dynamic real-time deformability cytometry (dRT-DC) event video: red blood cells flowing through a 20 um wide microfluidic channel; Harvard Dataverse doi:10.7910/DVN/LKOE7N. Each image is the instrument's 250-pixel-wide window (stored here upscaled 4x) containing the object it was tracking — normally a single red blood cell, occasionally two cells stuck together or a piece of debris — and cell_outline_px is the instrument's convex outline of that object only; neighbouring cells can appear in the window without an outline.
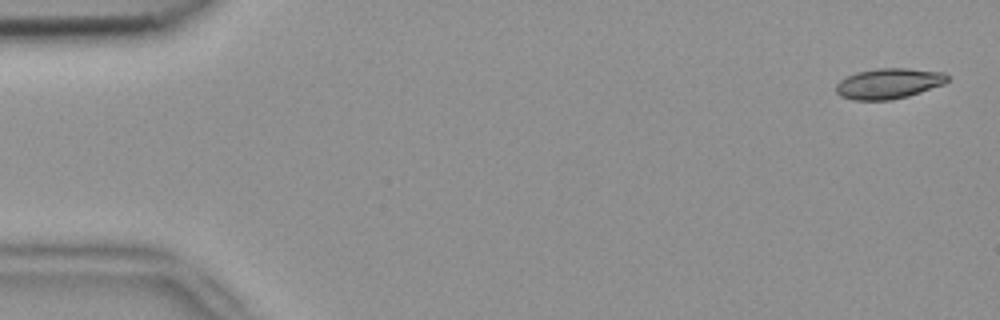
{"species": "common noctule bat (a hibernating species)", "species_latin": "Nyctalus noctula", "temperature_condition": "room temperature", "stored_images_in_passage": 6, "camera_frame_rate_fps": 3000, "um_per_image_px": 0.085, "animal": {"sex": "female", "body_mass_g": 18.4}, "frame": {"image": 1, "passage_image": 1, "time_ms": 0.0, "image_size_px": [1000, 320], "cell_outline_px": [[948, 80], [944, 84], [908, 96], [892, 100], [852, 100], [840, 96], [836, 92], [836, 84], [840, 80], [848, 76], [860, 72], [876, 68], [908, 68], [944, 72], [948, 76]], "centroid_in_image_um": [75.54, 7.1], "position_along_channel_um": 9.5, "area_um2": 19.77}}
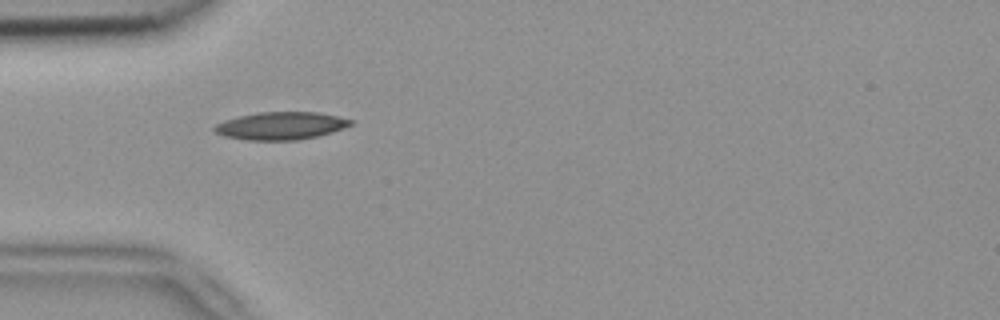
{"frame": {"image": 2, "passage_image": 5, "time_ms": 1.333, "image_size_px": [1000, 320], "cell_outline_px": [[352, 124], [332, 132], [320, 136], [296, 140], [248, 140], [224, 136], [216, 132], [212, 128], [216, 124], [224, 120], [256, 112], [316, 112], [336, 116], [352, 120]], "centroid_in_image_um": [23.85, 10.69], "position_along_channel_um": 61.2, "area_um2": 21.85}}